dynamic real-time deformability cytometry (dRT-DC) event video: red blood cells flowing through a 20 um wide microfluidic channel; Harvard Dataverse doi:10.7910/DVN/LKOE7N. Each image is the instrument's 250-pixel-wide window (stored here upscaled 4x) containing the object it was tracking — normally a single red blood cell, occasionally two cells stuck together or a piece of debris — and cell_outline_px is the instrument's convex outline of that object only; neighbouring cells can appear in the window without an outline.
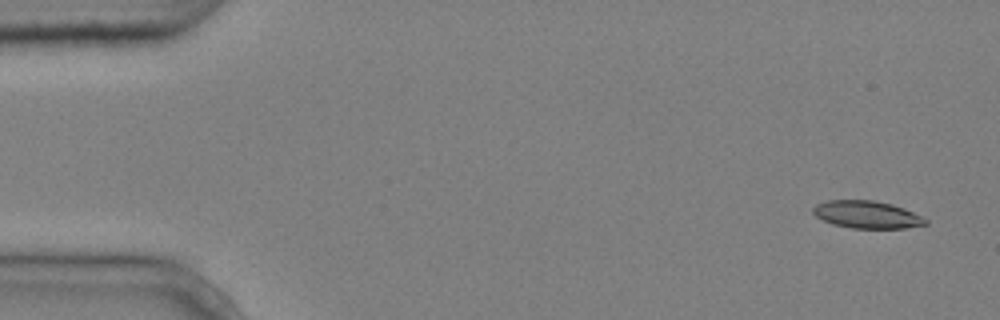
{"species": "common noctule bat (a hibernating species)", "species_latin": "Nyctalus noctula", "temperature_condition": "cold", "stored_images_in_passage": 4, "camera_frame_rate_fps": 3000, "um_per_image_px": 0.085, "animal": {"sex": "male", "body_mass_g": 20.4}, "frame": {"image": 1, "passage_image": 1, "time_ms": 0.0, "image_size_px": [1000, 320], "cell_outline_px": [[928, 224], [908, 228], [852, 228], [832, 224], [816, 216], [812, 212], [812, 208], [816, 204], [828, 200], [872, 200], [892, 204], [904, 208], [928, 220]], "centroid_in_image_um": [73.68, 18.24], "position_along_channel_um": 11.3, "area_um2": 17.98}}